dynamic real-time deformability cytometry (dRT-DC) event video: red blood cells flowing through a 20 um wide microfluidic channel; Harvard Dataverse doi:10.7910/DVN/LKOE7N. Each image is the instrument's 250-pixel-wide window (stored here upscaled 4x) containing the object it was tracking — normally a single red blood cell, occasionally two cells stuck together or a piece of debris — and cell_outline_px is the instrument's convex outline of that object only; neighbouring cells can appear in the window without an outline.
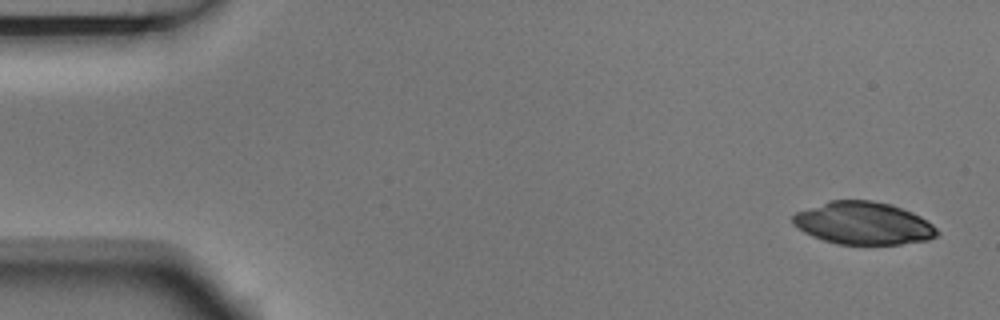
{"species": "Egyptian fruit bat (a non-hibernating species)", "species_latin": "Rousettus aegyptiacus", "temperature_condition": "room temperature", "stored_images_in_passage": 4, "camera_frame_rate_fps": 3000, "um_per_image_px": 0.085, "animal": {"sex": "male"}, "frame": {"image": 1, "passage_image": 1, "time_ms": 0.0, "image_size_px": [1000, 320], "cell_outline_px": [[940, 232], [936, 236], [928, 240], [900, 244], [836, 244], [812, 236], [804, 232], [792, 224], [792, 216], [796, 212], [828, 200], [872, 200], [888, 204], [912, 212], [920, 216], [932, 224]], "centroid_in_image_um": [73.36, 18.97], "position_along_channel_um": 11.6, "area_um2": 35.78}}